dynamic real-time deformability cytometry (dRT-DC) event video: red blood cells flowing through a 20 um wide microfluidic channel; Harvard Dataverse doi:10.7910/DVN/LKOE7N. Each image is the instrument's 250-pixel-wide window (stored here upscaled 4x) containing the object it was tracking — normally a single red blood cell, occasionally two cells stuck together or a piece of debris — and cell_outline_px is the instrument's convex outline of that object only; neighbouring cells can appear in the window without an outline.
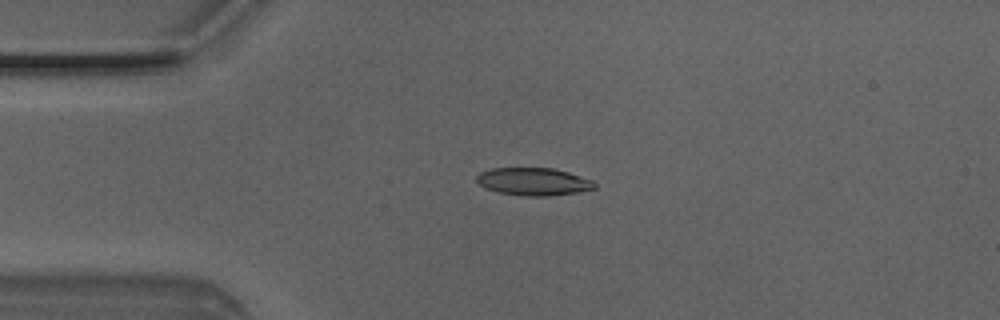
{"species": "Egyptian fruit bat (a non-hibernating species)", "species_latin": "Rousettus aegyptiacus", "temperature_condition": "room temperature", "stored_images_in_passage": 3, "camera_frame_rate_fps": 3000, "um_per_image_px": 0.085, "animal": {"sex": "male"}, "frame": {"image": 1, "passage_image": 2, "time_ms": 0.333, "image_size_px": [1000, 320], "cell_outline_px": [[596, 188], [576, 192], [548, 196], [524, 196], [500, 192], [484, 188], [476, 180], [476, 176], [480, 172], [492, 168], [552, 168], [568, 172], [592, 180], [596, 184]], "centroid_in_image_um": [45.33, 15.43], "position_along_channel_um": 39.7, "area_um2": 18.9}}